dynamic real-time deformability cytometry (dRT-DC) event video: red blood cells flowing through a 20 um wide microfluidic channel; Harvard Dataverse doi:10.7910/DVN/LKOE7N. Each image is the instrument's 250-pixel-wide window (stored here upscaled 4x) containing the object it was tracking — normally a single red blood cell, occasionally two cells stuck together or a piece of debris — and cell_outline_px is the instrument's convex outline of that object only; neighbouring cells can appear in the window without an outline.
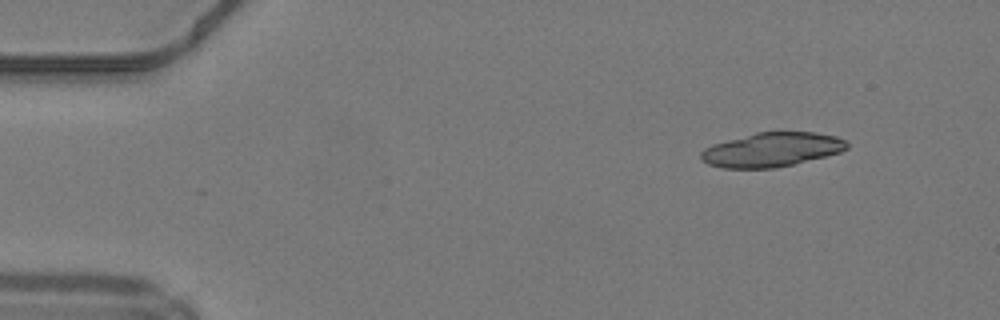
{"species": "common noctule bat (a hibernating species)", "species_latin": "Nyctalus noctula", "temperature_condition": "warm", "stored_images_in_passage": 44, "camera_frame_rate_fps": 3000, "um_per_image_px": 0.085, "animal": {"sex": "male", "body_mass_g": 19.2, "forearm_length_mm": 51.8}, "frame": {"image": 1, "passage_image": 1, "time_ms": 0.0, "image_size_px": [1000, 320], "cell_outline_px": [[848, 148], [840, 152], [776, 168], [720, 168], [708, 164], [700, 160], [700, 152], [704, 148], [712, 144], [756, 132], [780, 128], [816, 132], [836, 136], [848, 140]], "centroid_in_image_um": [65.61, 12.67], "position_along_channel_um": 19.4, "area_um2": 30.06}}
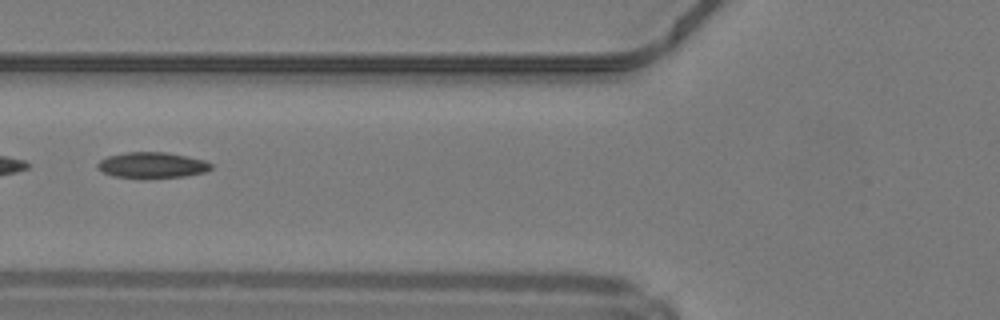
{"frame": {"image": 2, "passage_image": 15, "time_ms": 4.667, "image_size_px": [1000, 320], "cell_outline_px": [[212, 168], [204, 172], [184, 176], [144, 180], [112, 176], [96, 168], [96, 164], [100, 160], [108, 156], [124, 152], [164, 152], [204, 160], [212, 164]], "centroid_in_image_um": [12.87, 14.07], "position_along_channel_um": 112.9, "area_um2": 17.46}, "authors_computed_cell_mechanics": {"area_um2": 17.1666, "velocity_mm_per_s": 4.2429, "shape_relaxation_time_tau1_ms": null, "shape_relaxation_time_tau2_ms": 3.4069, "deformation_change_tau1": null, "deformation_change_tau2": 0.0981}}